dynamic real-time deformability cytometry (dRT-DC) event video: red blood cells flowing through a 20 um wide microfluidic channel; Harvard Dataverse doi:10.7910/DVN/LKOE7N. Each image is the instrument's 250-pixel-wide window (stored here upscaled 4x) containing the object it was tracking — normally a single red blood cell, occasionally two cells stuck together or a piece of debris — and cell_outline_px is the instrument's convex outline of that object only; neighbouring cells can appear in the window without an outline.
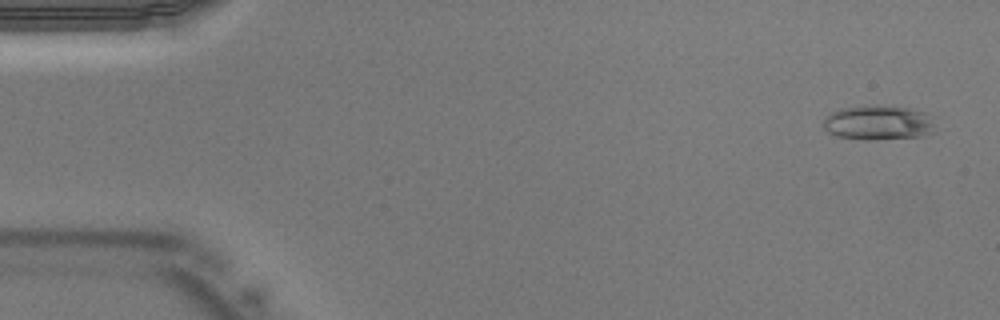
{"species": "Egyptian fruit bat (a non-hibernating species)", "species_latin": "Rousettus aegyptiacus", "temperature_condition": "warm", "stored_images_in_passage": 40, "camera_frame_rate_fps": 3000, "um_per_image_px": 0.085, "animal": {"sex": "male"}, "frame": {"image": 1, "passage_image": 2, "time_ms": 0.333, "image_size_px": [1000, 320], "cell_outline_px": [[936, 132], [924, 136], [836, 136], [828, 132], [824, 128], [824, 116], [840, 108], [876, 104], [908, 108], [928, 112]], "centroid_in_image_um": [74.68, 10.34], "position_along_channel_um": 10.3, "area_um2": 21.62}}
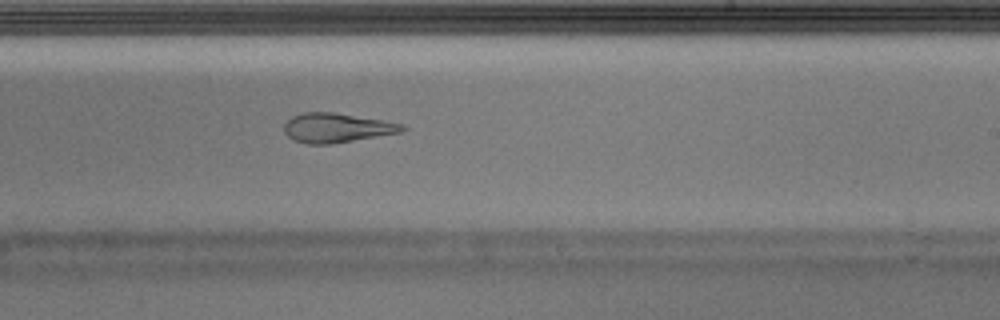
{"frame": {"image": 2, "passage_image": 25, "time_ms": 8.0, "image_size_px": [1000, 320], "cell_outline_px": [[408, 128], [400, 132], [332, 144], [308, 144], [292, 140], [284, 132], [284, 124], [292, 116], [300, 112], [332, 112], [384, 120], [404, 124]], "centroid_in_image_um": [28.6, 10.86], "position_along_channel_um": 260.4, "area_um2": 20.29}}
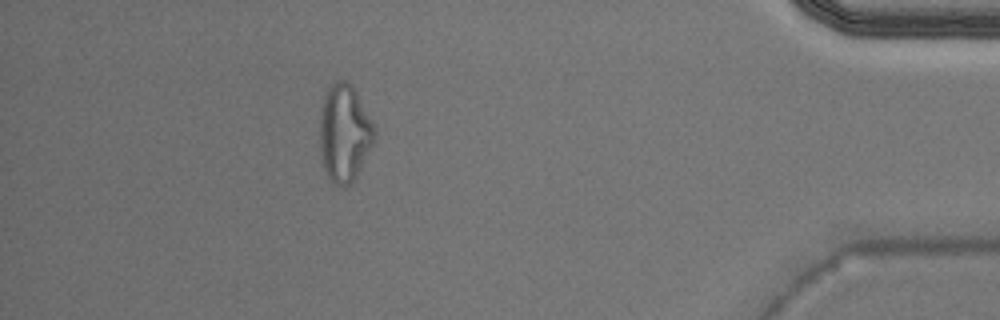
{"frame": {"image": 3, "passage_image": 37, "time_ms": 12.0, "image_size_px": [1000, 320], "cell_outline_px": [[376, 140], [356, 176], [344, 188], [332, 184], [324, 168], [320, 156], [320, 112], [324, 96], [328, 88], [336, 80], [344, 80], [352, 84], [376, 132]], "centroid_in_image_um": [29.26, 11.34], "position_along_channel_um": 405.9, "area_um2": 30.98}}